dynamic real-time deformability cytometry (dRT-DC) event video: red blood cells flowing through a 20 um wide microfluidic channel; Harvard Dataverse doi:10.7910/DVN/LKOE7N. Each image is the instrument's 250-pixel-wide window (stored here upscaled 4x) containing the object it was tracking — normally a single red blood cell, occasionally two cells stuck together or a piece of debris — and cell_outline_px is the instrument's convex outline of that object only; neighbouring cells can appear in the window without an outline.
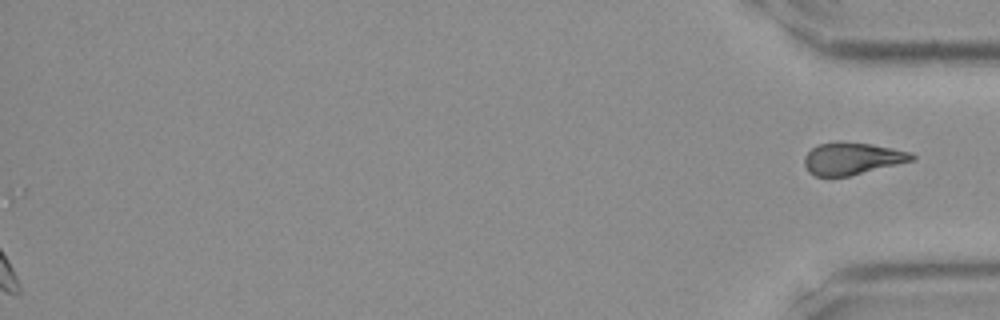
{"species": "Egyptian fruit bat (a non-hibernating species)", "species_latin": "Rousettus aegyptiacus", "temperature_condition": "room temperature", "stored_images_in_passage": 33, "segment_of_instrument_passage": [2, 2], "camera_frame_rate_fps": 3000, "um_per_image_px": 0.085, "frame": {"image": 1, "passage_image": 33, "time_ms": 10.667, "image_size_px": [1000, 320], "cell_outline_px": [[916, 160], [848, 176], [816, 176], [808, 172], [804, 164], [804, 156], [812, 148], [820, 144], [836, 140], [840, 140], [872, 144], [912, 152], [916, 156]], "centroid_in_image_um": [72.45, 13.46], "position_along_channel_um": 362.8, "area_um2": 20.4}}